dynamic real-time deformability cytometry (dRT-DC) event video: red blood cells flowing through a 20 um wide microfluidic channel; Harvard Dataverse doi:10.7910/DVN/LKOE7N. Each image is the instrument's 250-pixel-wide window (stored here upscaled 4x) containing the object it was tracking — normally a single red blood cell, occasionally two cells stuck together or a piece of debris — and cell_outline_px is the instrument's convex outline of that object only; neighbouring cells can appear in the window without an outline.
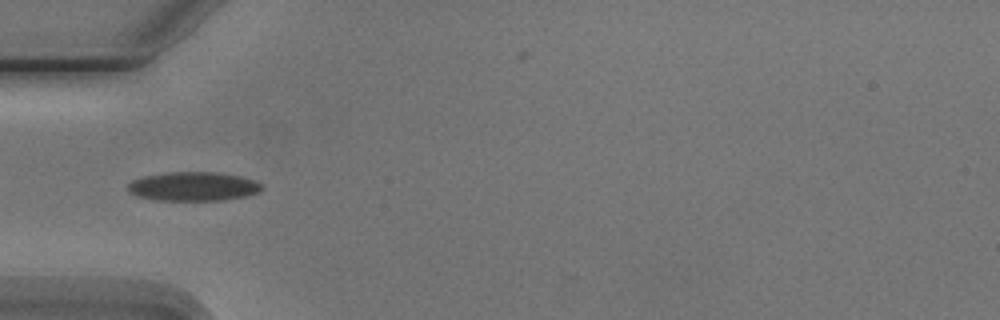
{"species": "Egyptian fruit bat (a non-hibernating species)", "species_latin": "Rousettus aegyptiacus", "temperature_condition": "cold", "stored_images_in_passage": 7, "camera_frame_rate_fps": 3000, "um_per_image_px": 0.085, "animal": {"sex": "male"}, "frame": {"image": 1, "passage_image": 4, "time_ms": 3.667, "image_size_px": [1000, 320], "cell_outline_px": [[264, 188], [260, 192], [244, 196], [224, 200], [156, 200], [136, 196], [128, 192], [128, 184], [132, 180], [144, 176], [168, 172], [216, 172], [240, 176], [256, 180], [264, 184]], "centroid_in_image_um": [16.46, 15.84], "position_along_channel_um": 68.5, "area_um2": 22.83}}
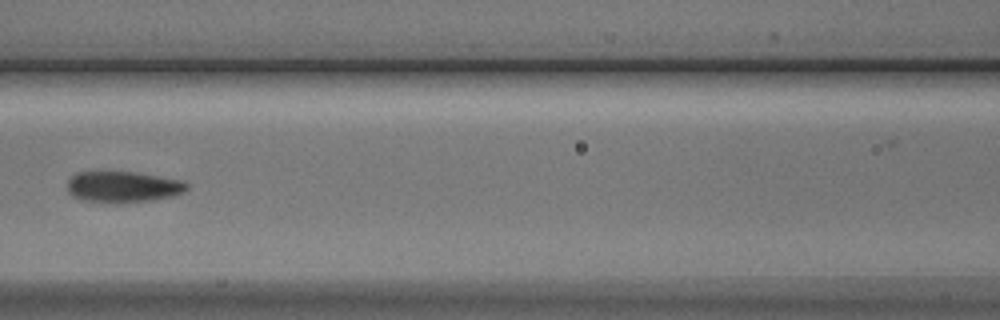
{"frame": {"image": 2, "passage_image": 6, "time_ms": 6.0, "image_size_px": [1000, 320], "cell_outline_px": [[188, 188], [184, 192], [172, 196], [152, 200], [108, 204], [80, 200], [72, 196], [68, 192], [68, 180], [76, 172], [132, 172], [184, 180], [188, 184]], "centroid_in_image_um": [10.44, 15.9], "position_along_channel_um": 156.2, "area_um2": 21.91}}
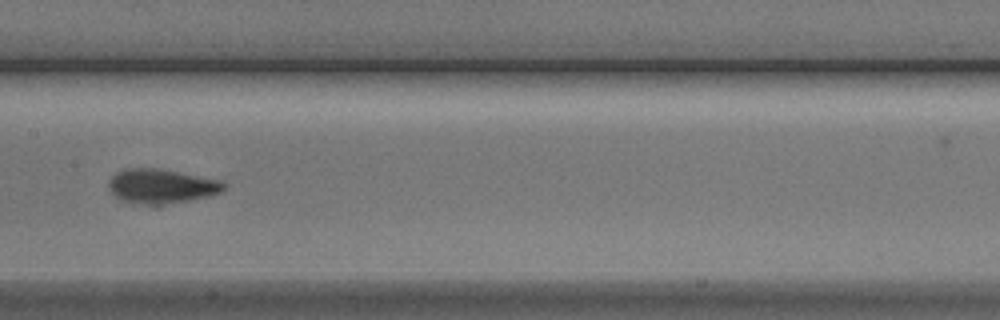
{"frame": {"image": 3, "passage_image": 7, "time_ms": 7.0, "image_size_px": [1000, 320], "cell_outline_px": [[228, 184], [220, 192], [208, 196], [156, 208], [132, 204], [120, 200], [108, 188], [108, 180], [116, 172], [124, 168], [156, 168], [224, 180]], "centroid_in_image_um": [13.7, 15.87], "position_along_channel_um": 193.7, "area_um2": 24.04}}